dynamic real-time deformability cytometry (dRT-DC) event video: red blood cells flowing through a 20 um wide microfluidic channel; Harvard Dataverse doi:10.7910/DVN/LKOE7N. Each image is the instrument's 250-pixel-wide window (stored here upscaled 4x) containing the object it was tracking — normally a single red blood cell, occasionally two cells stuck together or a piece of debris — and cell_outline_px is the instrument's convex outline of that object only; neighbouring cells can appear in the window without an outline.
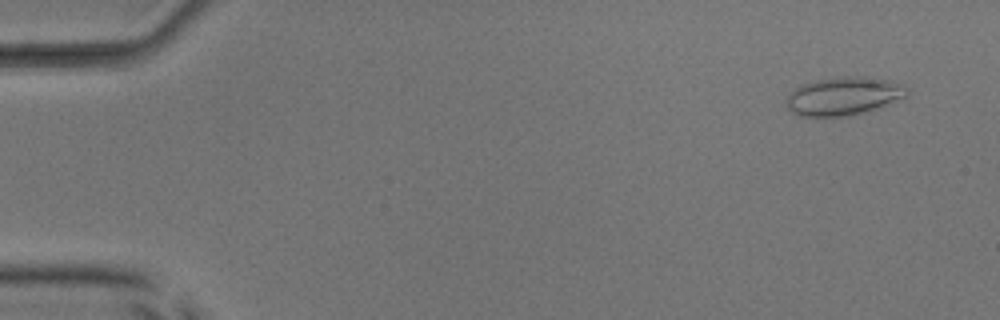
{"species": "common noctule bat (a hibernating species)", "species_latin": "Nyctalus noctula", "temperature_condition": "room temperature", "stored_images_in_passage": 52, "camera_frame_rate_fps": 3000, "um_per_image_px": 0.085, "animal": {"sex": "male", "body_mass_g": 17.9, "forearm_length_mm": 54.2}, "frame": {"image": 1, "passage_image": 4, "time_ms": 1.0, "image_size_px": [1000, 320], "cell_outline_px": [[908, 92], [904, 96], [884, 104], [848, 116], [800, 116], [792, 112], [788, 108], [788, 96], [800, 84], [816, 80], [836, 76], [864, 76], [888, 80], [904, 84], [908, 88]], "centroid_in_image_um": [71.67, 8.13], "position_along_channel_um": 13.3, "area_um2": 26.36}}
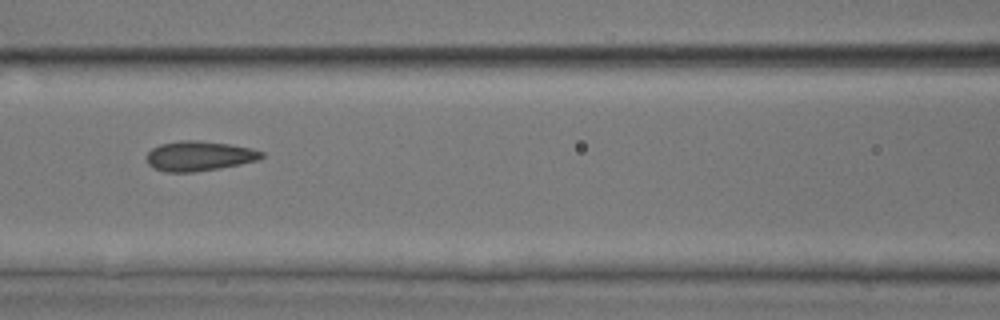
{"frame": {"image": 2, "passage_image": 24, "time_ms": 7.667, "image_size_px": [1000, 320], "cell_outline_px": [[264, 156], [256, 160], [240, 164], [220, 168], [196, 172], [164, 172], [152, 168], [148, 164], [148, 152], [152, 148], [160, 144], [180, 140], [196, 140], [228, 144], [252, 148], [264, 152]], "centroid_in_image_um": [16.91, 13.26], "position_along_channel_um": 149.7, "area_um2": 20.0}}
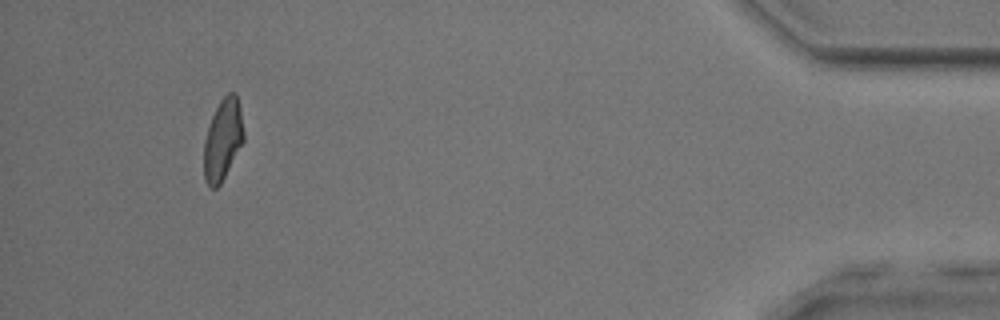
{"frame": {"image": 3, "passage_image": 49, "time_ms": 16.0, "image_size_px": [1000, 320], "cell_outline_px": [[244, 140], [220, 184], [216, 188], [212, 188], [204, 180], [204, 140], [212, 116], [220, 100], [228, 92], [236, 92], [240, 108], [244, 132]], "centroid_in_image_um": [18.94, 11.84], "position_along_channel_um": 416.3, "area_um2": 18.67}, "authors_computed_cell_mechanics": {"area_um2": 19.9699, "velocity_mm_per_s": 4.0035, "shape_relaxation_time_tau1_ms": 7.884, "shape_relaxation_time_tau2_ms": 1.044, "deformation_change_tau1": 0.1823, "deformation_change_tau2": 0.0683}}